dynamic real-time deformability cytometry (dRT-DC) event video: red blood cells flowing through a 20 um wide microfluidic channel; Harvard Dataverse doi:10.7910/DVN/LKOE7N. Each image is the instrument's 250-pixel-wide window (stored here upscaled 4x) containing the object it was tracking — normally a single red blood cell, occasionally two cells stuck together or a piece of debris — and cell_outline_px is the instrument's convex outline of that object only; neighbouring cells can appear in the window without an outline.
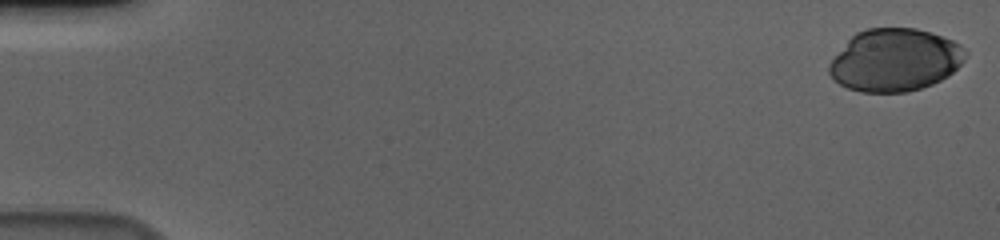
{"species": "human", "species_latin": "Homo sapiens", "temperature_condition": "cold", "stored_images_in_passage": 57, "camera_frame_rate_fps": 3000, "um_per_image_px": 0.085, "donor": {"sex": "male"}, "frame": {"image": 1, "passage_image": 1, "time_ms": 0.0, "image_size_px": [1000, 240], "cell_outline_px": [[968, 52], [964, 60], [948, 76], [932, 84], [908, 92], [860, 92], [848, 88], [840, 84], [828, 72], [828, 64], [848, 40], [856, 32], [868, 28], [916, 28], [932, 32], [952, 40], [960, 44]], "centroid_in_image_um": [76.08, 5.1], "position_along_channel_um": 8.9, "area_um2": 49.65}}
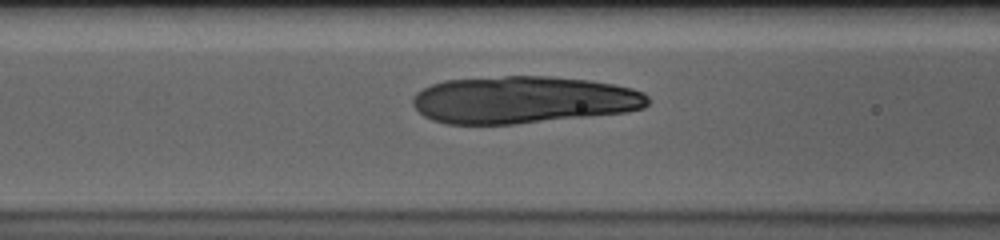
{"frame": {"image": 2, "passage_image": 24, "time_ms": 7.667, "image_size_px": [1000, 240], "cell_outline_px": [[648, 104], [644, 108], [628, 112], [512, 124], [444, 124], [432, 120], [424, 116], [412, 104], [412, 96], [416, 92], [432, 84], [444, 80], [504, 76], [548, 76], [588, 80], [612, 84], [632, 88], [644, 92], [648, 96]], "centroid_in_image_um": [44.46, 8.48], "position_along_channel_um": 122.1, "area_um2": 64.85}}
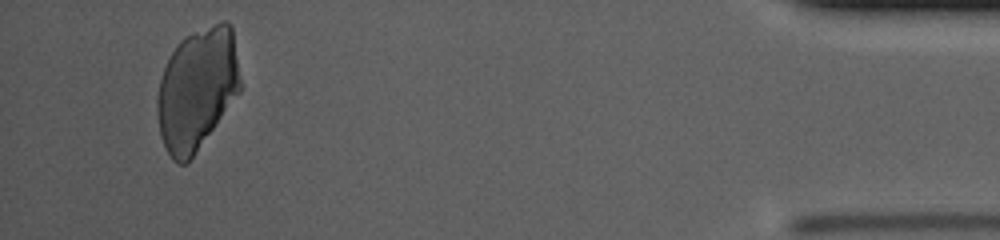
{"frame": {"image": 3, "passage_image": 54, "time_ms": 17.667, "image_size_px": [1000, 240], "cell_outline_px": [[240, 92], [188, 164], [176, 164], [172, 160], [160, 136], [156, 108], [156, 100], [160, 80], [164, 68], [176, 44], [184, 36], [224, 20], [232, 24], [240, 80]], "centroid_in_image_um": [16.74, 7.59], "position_along_channel_um": 418.5, "area_um2": 59.07}}